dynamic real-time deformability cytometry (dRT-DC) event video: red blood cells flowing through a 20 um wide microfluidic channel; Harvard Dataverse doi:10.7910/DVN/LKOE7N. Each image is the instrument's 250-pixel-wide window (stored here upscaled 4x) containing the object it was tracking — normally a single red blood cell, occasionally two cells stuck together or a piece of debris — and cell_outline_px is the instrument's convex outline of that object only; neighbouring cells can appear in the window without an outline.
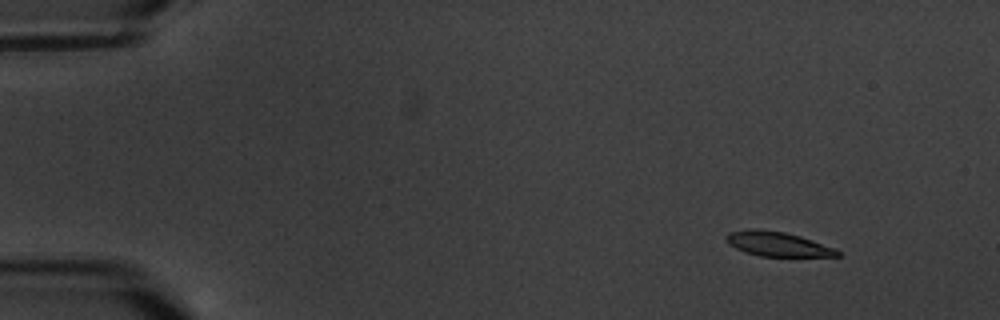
{"species": "common noctule bat (a hibernating species)", "species_latin": "Nyctalus noctula", "temperature_condition": "warm", "stored_images_in_passage": 8, "camera_frame_rate_fps": 3000, "um_per_image_px": 0.085, "animal": {"sex": "male", "body_mass_g": 20.1, "forearm_length_mm": 53.5}, "frame": {"image": 1, "passage_image": 2, "time_ms": 1.0, "image_size_px": [1000, 320], "cell_outline_px": [[840, 256], [760, 256], [744, 252], [728, 244], [724, 240], [724, 236], [728, 232], [752, 228], [756, 228], [784, 232], [800, 236], [836, 248], [840, 252]], "centroid_in_image_um": [66.04, 20.73], "position_along_channel_um": 19.0, "area_um2": 16.01}}
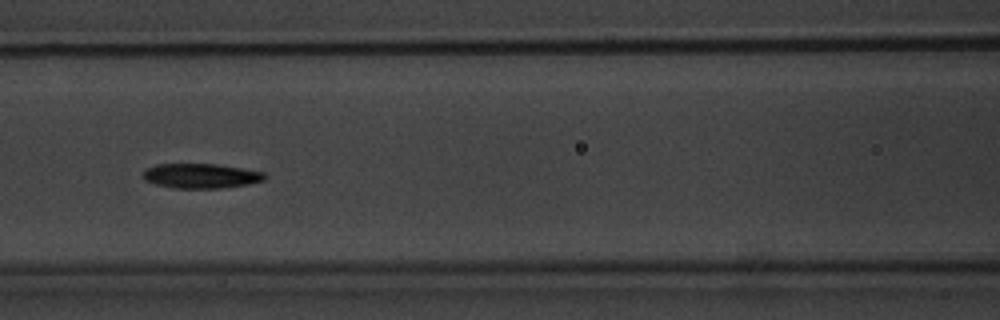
{"frame": {"image": 2, "passage_image": 8, "time_ms": 8.0, "image_size_px": [1000, 320], "cell_outline_px": [[268, 176], [264, 180], [248, 184], [220, 188], [176, 188], [156, 184], [144, 180], [144, 172], [148, 168], [156, 164], [216, 164], [264, 172]], "centroid_in_image_um": [17.1, 14.95], "position_along_channel_um": 149.5, "area_um2": 17.34}}